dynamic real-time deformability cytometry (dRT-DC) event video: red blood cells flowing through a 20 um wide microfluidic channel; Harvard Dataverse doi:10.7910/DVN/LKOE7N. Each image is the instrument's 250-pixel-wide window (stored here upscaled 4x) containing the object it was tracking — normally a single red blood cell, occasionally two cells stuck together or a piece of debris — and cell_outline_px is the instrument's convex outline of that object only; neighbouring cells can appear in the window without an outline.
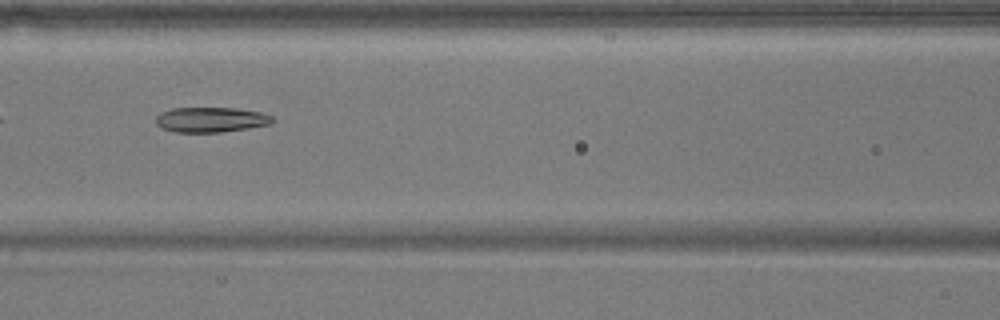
{"species": "common noctule bat (a hibernating species)", "species_latin": "Nyctalus noctula", "temperature_condition": "warm", "stored_images_in_passage": 7, "camera_frame_rate_fps": 3000, "um_per_image_px": 0.085, "animal": {"sex": "male", "body_mass_g": 17.9}, "frame": {"image": 1, "passage_image": 6, "time_ms": 6.0, "image_size_px": [1000, 320], "cell_outline_px": [[276, 120], [268, 124], [248, 128], [220, 132], [176, 132], [160, 128], [156, 124], [156, 116], [160, 112], [172, 108], [236, 108], [260, 112], [272, 116]], "centroid_in_image_um": [17.89, 10.17], "position_along_channel_um": 148.7, "area_um2": 17.05}}
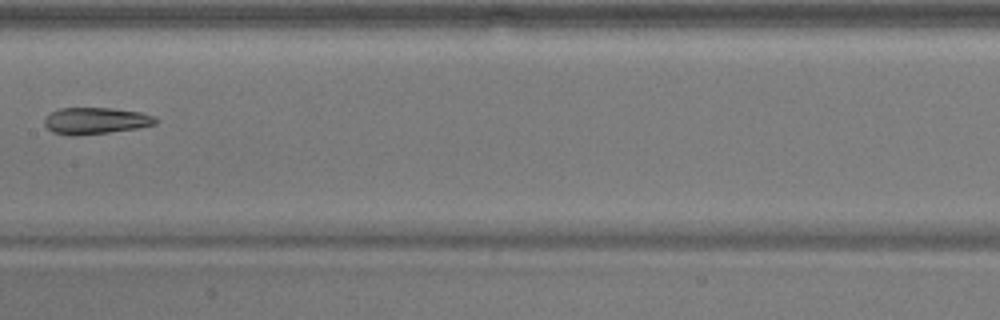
{"frame": {"image": 2, "passage_image": 7, "time_ms": 7.333, "image_size_px": [1000, 320], "cell_outline_px": [[156, 124], [136, 128], [108, 132], [76, 136], [68, 136], [52, 132], [44, 124], [44, 120], [52, 112], [60, 108], [112, 108], [140, 112], [152, 116], [156, 120]], "centroid_in_image_um": [8.08, 10.27], "position_along_channel_um": 199.3, "area_um2": 17.05}}